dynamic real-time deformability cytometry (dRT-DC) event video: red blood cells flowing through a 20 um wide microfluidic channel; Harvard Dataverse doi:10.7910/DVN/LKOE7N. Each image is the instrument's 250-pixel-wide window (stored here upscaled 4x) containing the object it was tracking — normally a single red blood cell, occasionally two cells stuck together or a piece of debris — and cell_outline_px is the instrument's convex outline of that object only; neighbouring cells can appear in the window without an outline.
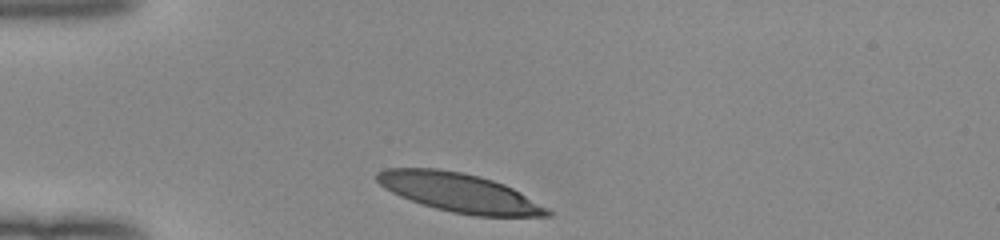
{"species": "human", "species_latin": "Homo sapiens", "temperature_condition": "room temperature", "stored_images_in_passage": 30, "camera_frame_rate_fps": 3000, "um_per_image_px": 0.085, "donor": {"sex": "female"}, "frame": {"image": 1, "passage_image": 1, "time_ms": 0.0, "image_size_px": [1000, 240], "cell_outline_px": [[552, 216], [472, 216], [452, 212], [420, 204], [400, 196], [384, 188], [376, 180], [376, 172], [384, 168], [436, 168], [464, 172], [480, 176], [504, 184], [520, 192], [548, 208], [552, 212]], "centroid_in_image_um": [39.02, 16.37], "position_along_channel_um": 46.0, "area_um2": 38.67}}
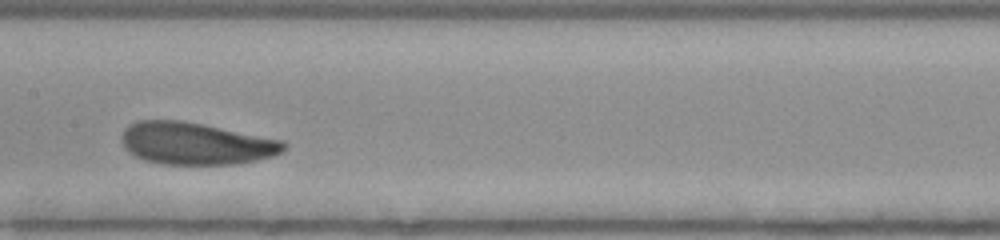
{"frame": {"image": 2, "passage_image": 14, "time_ms": 4.333, "image_size_px": [1000, 240], "cell_outline_px": [[288, 144], [280, 152], [272, 156], [256, 160], [236, 164], [160, 164], [144, 160], [128, 152], [124, 148], [120, 140], [120, 136], [124, 128], [128, 124], [136, 120], [184, 120], [284, 140]], "centroid_in_image_um": [16.59, 12.18], "position_along_channel_um": 190.8, "area_um2": 40.29}}
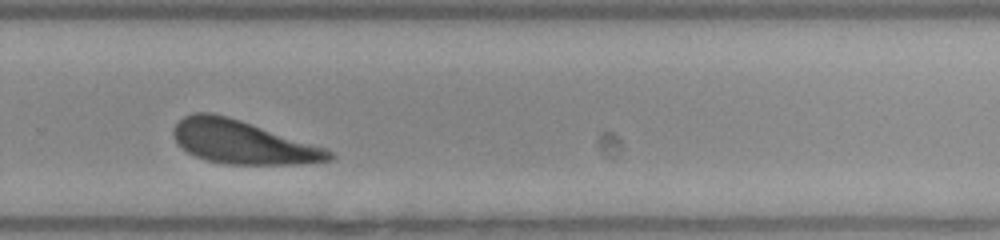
{"frame": {"image": 3, "passage_image": 23, "time_ms": 7.333, "image_size_px": [1000, 240], "cell_outline_px": [[332, 160], [308, 164], [224, 164], [208, 160], [196, 156], [188, 152], [176, 144], [172, 136], [172, 128], [184, 116], [192, 112], [212, 112], [240, 120], [328, 148], [332, 152]], "centroid_in_image_um": [20.61, 12.08], "position_along_channel_um": 309.2, "area_um2": 39.48}, "authors_computed_cell_mechanics": {"area_um2": 39.8242, "velocity_mm_per_s": 3.9649, "shape_relaxation_time_tau1_ms": 1.5935, "shape_relaxation_time_tau2_ms": null, "deformation_change_tau1": 0.0978, "deformation_change_tau2": null}}